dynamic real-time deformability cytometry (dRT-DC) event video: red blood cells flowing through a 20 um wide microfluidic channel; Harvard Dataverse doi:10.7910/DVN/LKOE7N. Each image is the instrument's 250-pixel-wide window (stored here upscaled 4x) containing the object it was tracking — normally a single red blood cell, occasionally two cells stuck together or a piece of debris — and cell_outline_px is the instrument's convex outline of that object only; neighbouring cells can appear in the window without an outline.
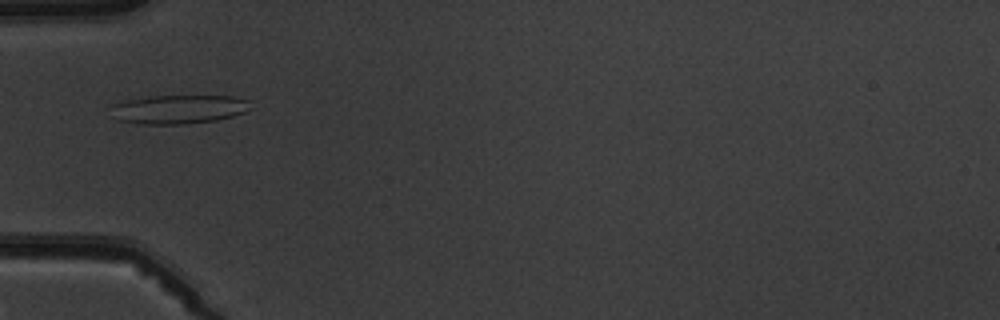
{"species": "common noctule bat (a hibernating species)", "species_latin": "Nyctalus noctula", "temperature_condition": "warm", "stored_images_in_passage": 5, "camera_frame_rate_fps": 3000, "um_per_image_px": 0.085, "animal": {"sex": "male", "body_mass_g": 19.5, "forearm_length_mm": 54.6}, "frame": {"image": 1, "passage_image": 5, "time_ms": 4.667, "image_size_px": [1000, 320], "cell_outline_px": [[252, 108], [244, 112], [232, 116], [216, 120], [184, 124], [136, 124], [116, 120], [112, 104], [124, 100], [148, 96], [232, 96], [248, 100]], "centroid_in_image_um": [15.18, 9.29], "position_along_channel_um": 69.8, "area_um2": 23.52}}